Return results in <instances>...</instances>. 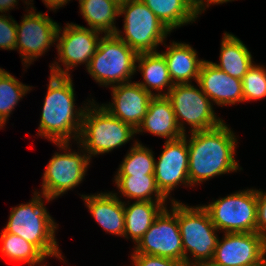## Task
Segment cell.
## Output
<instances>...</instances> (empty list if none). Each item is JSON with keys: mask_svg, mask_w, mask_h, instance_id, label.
<instances>
[{"mask_svg": "<svg viewBox=\"0 0 266 266\" xmlns=\"http://www.w3.org/2000/svg\"><path fill=\"white\" fill-rule=\"evenodd\" d=\"M190 134L191 137L187 139L190 187L215 176L242 169L234 158L237 137L226 123Z\"/></svg>", "mask_w": 266, "mask_h": 266, "instance_id": "1", "label": "cell"}, {"mask_svg": "<svg viewBox=\"0 0 266 266\" xmlns=\"http://www.w3.org/2000/svg\"><path fill=\"white\" fill-rule=\"evenodd\" d=\"M43 103L38 136L52 143L78 141L82 117L86 105L75 108V93L72 76L51 74Z\"/></svg>", "mask_w": 266, "mask_h": 266, "instance_id": "2", "label": "cell"}, {"mask_svg": "<svg viewBox=\"0 0 266 266\" xmlns=\"http://www.w3.org/2000/svg\"><path fill=\"white\" fill-rule=\"evenodd\" d=\"M33 194L30 202L19 204L11 209L4 230L35 245L46 257H56L62 260L64 257L60 253L55 237L58 224L47 212L45 202H43V199L47 202L52 200L37 191Z\"/></svg>", "mask_w": 266, "mask_h": 266, "instance_id": "3", "label": "cell"}, {"mask_svg": "<svg viewBox=\"0 0 266 266\" xmlns=\"http://www.w3.org/2000/svg\"><path fill=\"white\" fill-rule=\"evenodd\" d=\"M88 103L83 113L77 144L90 159L125 145L136 135V130L131 125L113 116L102 105L96 104L94 99H88Z\"/></svg>", "mask_w": 266, "mask_h": 266, "instance_id": "4", "label": "cell"}, {"mask_svg": "<svg viewBox=\"0 0 266 266\" xmlns=\"http://www.w3.org/2000/svg\"><path fill=\"white\" fill-rule=\"evenodd\" d=\"M137 55L116 34H106L100 38L86 70L100 86L128 83L136 72Z\"/></svg>", "mask_w": 266, "mask_h": 266, "instance_id": "5", "label": "cell"}, {"mask_svg": "<svg viewBox=\"0 0 266 266\" xmlns=\"http://www.w3.org/2000/svg\"><path fill=\"white\" fill-rule=\"evenodd\" d=\"M121 15L124 31L117 30L115 34L137 54L157 52L160 44L167 46L164 40L171 31L141 0H128L119 7Z\"/></svg>", "mask_w": 266, "mask_h": 266, "instance_id": "6", "label": "cell"}, {"mask_svg": "<svg viewBox=\"0 0 266 266\" xmlns=\"http://www.w3.org/2000/svg\"><path fill=\"white\" fill-rule=\"evenodd\" d=\"M177 220L184 249V261L193 266L200 261L211 260L218 241V230L212 223L208 211L203 206L189 207L177 201ZM191 255L192 260L189 258Z\"/></svg>", "mask_w": 266, "mask_h": 266, "instance_id": "7", "label": "cell"}, {"mask_svg": "<svg viewBox=\"0 0 266 266\" xmlns=\"http://www.w3.org/2000/svg\"><path fill=\"white\" fill-rule=\"evenodd\" d=\"M258 189H243L202 205L223 233L257 232Z\"/></svg>", "mask_w": 266, "mask_h": 266, "instance_id": "8", "label": "cell"}, {"mask_svg": "<svg viewBox=\"0 0 266 266\" xmlns=\"http://www.w3.org/2000/svg\"><path fill=\"white\" fill-rule=\"evenodd\" d=\"M55 145L65 152H56L45 167L41 193L50 200L58 198L82 183L91 160L80 145L81 150L78 152L71 151L70 143H55Z\"/></svg>", "mask_w": 266, "mask_h": 266, "instance_id": "9", "label": "cell"}, {"mask_svg": "<svg viewBox=\"0 0 266 266\" xmlns=\"http://www.w3.org/2000/svg\"><path fill=\"white\" fill-rule=\"evenodd\" d=\"M192 83L174 84L167 94L175 113L177 124L185 134V122L190 125V133L215 128L224 121L214 112L212 101Z\"/></svg>", "mask_w": 266, "mask_h": 266, "instance_id": "10", "label": "cell"}, {"mask_svg": "<svg viewBox=\"0 0 266 266\" xmlns=\"http://www.w3.org/2000/svg\"><path fill=\"white\" fill-rule=\"evenodd\" d=\"M100 34L102 33L99 31L72 22L67 23L63 30L59 26L56 36L58 62H61L66 69L55 61L49 66L50 73L71 76L69 71L78 64H85L87 69L102 37Z\"/></svg>", "mask_w": 266, "mask_h": 266, "instance_id": "11", "label": "cell"}, {"mask_svg": "<svg viewBox=\"0 0 266 266\" xmlns=\"http://www.w3.org/2000/svg\"><path fill=\"white\" fill-rule=\"evenodd\" d=\"M171 200V211L165 207L148 231L134 246L132 254L160 256L184 261V249L177 220V200Z\"/></svg>", "mask_w": 266, "mask_h": 266, "instance_id": "12", "label": "cell"}, {"mask_svg": "<svg viewBox=\"0 0 266 266\" xmlns=\"http://www.w3.org/2000/svg\"><path fill=\"white\" fill-rule=\"evenodd\" d=\"M20 25L16 22L17 43L23 65L28 67L56 43L59 24L47 14L36 12L35 7L27 10ZM35 59V60H34Z\"/></svg>", "mask_w": 266, "mask_h": 266, "instance_id": "13", "label": "cell"}, {"mask_svg": "<svg viewBox=\"0 0 266 266\" xmlns=\"http://www.w3.org/2000/svg\"><path fill=\"white\" fill-rule=\"evenodd\" d=\"M218 238L213 260L226 266H263L266 237L257 232L225 233Z\"/></svg>", "mask_w": 266, "mask_h": 266, "instance_id": "14", "label": "cell"}, {"mask_svg": "<svg viewBox=\"0 0 266 266\" xmlns=\"http://www.w3.org/2000/svg\"><path fill=\"white\" fill-rule=\"evenodd\" d=\"M187 135L183 137L165 141L164 149L155 160L154 176L158 189L168 198L177 186L184 185L190 187L188 177L189 153Z\"/></svg>", "mask_w": 266, "mask_h": 266, "instance_id": "15", "label": "cell"}, {"mask_svg": "<svg viewBox=\"0 0 266 266\" xmlns=\"http://www.w3.org/2000/svg\"><path fill=\"white\" fill-rule=\"evenodd\" d=\"M110 88L112 89V103L102 104V106L113 116L136 130L146 115L149 102L154 96L137 82L132 81Z\"/></svg>", "mask_w": 266, "mask_h": 266, "instance_id": "16", "label": "cell"}, {"mask_svg": "<svg viewBox=\"0 0 266 266\" xmlns=\"http://www.w3.org/2000/svg\"><path fill=\"white\" fill-rule=\"evenodd\" d=\"M197 83L216 105L223 107L243 102L242 80L231 77L211 61L205 60L202 63Z\"/></svg>", "mask_w": 266, "mask_h": 266, "instance_id": "17", "label": "cell"}, {"mask_svg": "<svg viewBox=\"0 0 266 266\" xmlns=\"http://www.w3.org/2000/svg\"><path fill=\"white\" fill-rule=\"evenodd\" d=\"M90 214L106 232L124 237L125 216L124 202L118 193L101 192L91 195H80Z\"/></svg>", "mask_w": 266, "mask_h": 266, "instance_id": "18", "label": "cell"}, {"mask_svg": "<svg viewBox=\"0 0 266 266\" xmlns=\"http://www.w3.org/2000/svg\"><path fill=\"white\" fill-rule=\"evenodd\" d=\"M141 132L165 137L166 141L184 136L177 124L173 106L166 96H154L150 100L147 113L136 129V134Z\"/></svg>", "mask_w": 266, "mask_h": 266, "instance_id": "19", "label": "cell"}, {"mask_svg": "<svg viewBox=\"0 0 266 266\" xmlns=\"http://www.w3.org/2000/svg\"><path fill=\"white\" fill-rule=\"evenodd\" d=\"M167 63L170 78L173 84L197 83L202 63L196 50L189 44L173 41L167 46V51L161 53Z\"/></svg>", "mask_w": 266, "mask_h": 266, "instance_id": "20", "label": "cell"}, {"mask_svg": "<svg viewBox=\"0 0 266 266\" xmlns=\"http://www.w3.org/2000/svg\"><path fill=\"white\" fill-rule=\"evenodd\" d=\"M136 69L143 75V82H137L153 96H167L174 84L170 78L167 63L160 52L140 53L136 58ZM138 68V69H137ZM166 88V91H163ZM153 90L158 91L156 93Z\"/></svg>", "mask_w": 266, "mask_h": 266, "instance_id": "21", "label": "cell"}, {"mask_svg": "<svg viewBox=\"0 0 266 266\" xmlns=\"http://www.w3.org/2000/svg\"><path fill=\"white\" fill-rule=\"evenodd\" d=\"M166 201H124L125 238H132L135 245L148 231L156 217L166 207ZM130 204V205H129ZM128 205V206H127Z\"/></svg>", "mask_w": 266, "mask_h": 266, "instance_id": "22", "label": "cell"}, {"mask_svg": "<svg viewBox=\"0 0 266 266\" xmlns=\"http://www.w3.org/2000/svg\"><path fill=\"white\" fill-rule=\"evenodd\" d=\"M220 51V63L212 64L231 77L242 80L254 63L247 46L237 36L224 32Z\"/></svg>", "mask_w": 266, "mask_h": 266, "instance_id": "23", "label": "cell"}, {"mask_svg": "<svg viewBox=\"0 0 266 266\" xmlns=\"http://www.w3.org/2000/svg\"><path fill=\"white\" fill-rule=\"evenodd\" d=\"M82 17L90 29L106 34H115L116 17L119 16V6L110 0H79Z\"/></svg>", "mask_w": 266, "mask_h": 266, "instance_id": "24", "label": "cell"}, {"mask_svg": "<svg viewBox=\"0 0 266 266\" xmlns=\"http://www.w3.org/2000/svg\"><path fill=\"white\" fill-rule=\"evenodd\" d=\"M171 32L193 23L198 13L185 0H141Z\"/></svg>", "mask_w": 266, "mask_h": 266, "instance_id": "25", "label": "cell"}, {"mask_svg": "<svg viewBox=\"0 0 266 266\" xmlns=\"http://www.w3.org/2000/svg\"><path fill=\"white\" fill-rule=\"evenodd\" d=\"M121 195L135 201H167L156 185L154 175L114 176ZM154 198V199H153Z\"/></svg>", "mask_w": 266, "mask_h": 266, "instance_id": "26", "label": "cell"}, {"mask_svg": "<svg viewBox=\"0 0 266 266\" xmlns=\"http://www.w3.org/2000/svg\"><path fill=\"white\" fill-rule=\"evenodd\" d=\"M0 242L2 257L4 256L14 262H24L29 266H47L44 263L47 257L35 245L22 237L8 233L3 229Z\"/></svg>", "mask_w": 266, "mask_h": 266, "instance_id": "27", "label": "cell"}, {"mask_svg": "<svg viewBox=\"0 0 266 266\" xmlns=\"http://www.w3.org/2000/svg\"><path fill=\"white\" fill-rule=\"evenodd\" d=\"M31 87L23 84L8 71L0 68V128L4 127L9 120L8 117L15 109V105L30 92Z\"/></svg>", "mask_w": 266, "mask_h": 266, "instance_id": "28", "label": "cell"}, {"mask_svg": "<svg viewBox=\"0 0 266 266\" xmlns=\"http://www.w3.org/2000/svg\"><path fill=\"white\" fill-rule=\"evenodd\" d=\"M133 145L119 165L115 176L154 175L153 151L138 140H135Z\"/></svg>", "mask_w": 266, "mask_h": 266, "instance_id": "29", "label": "cell"}, {"mask_svg": "<svg viewBox=\"0 0 266 266\" xmlns=\"http://www.w3.org/2000/svg\"><path fill=\"white\" fill-rule=\"evenodd\" d=\"M243 102L266 98V69L253 64L243 76Z\"/></svg>", "mask_w": 266, "mask_h": 266, "instance_id": "30", "label": "cell"}, {"mask_svg": "<svg viewBox=\"0 0 266 266\" xmlns=\"http://www.w3.org/2000/svg\"><path fill=\"white\" fill-rule=\"evenodd\" d=\"M16 21L12 16L0 14V49L16 50Z\"/></svg>", "mask_w": 266, "mask_h": 266, "instance_id": "31", "label": "cell"}, {"mask_svg": "<svg viewBox=\"0 0 266 266\" xmlns=\"http://www.w3.org/2000/svg\"><path fill=\"white\" fill-rule=\"evenodd\" d=\"M133 266H189L186 261L146 254H131Z\"/></svg>", "mask_w": 266, "mask_h": 266, "instance_id": "32", "label": "cell"}, {"mask_svg": "<svg viewBox=\"0 0 266 266\" xmlns=\"http://www.w3.org/2000/svg\"><path fill=\"white\" fill-rule=\"evenodd\" d=\"M257 233L266 237V192L260 189L257 200Z\"/></svg>", "mask_w": 266, "mask_h": 266, "instance_id": "33", "label": "cell"}, {"mask_svg": "<svg viewBox=\"0 0 266 266\" xmlns=\"http://www.w3.org/2000/svg\"><path fill=\"white\" fill-rule=\"evenodd\" d=\"M18 1L19 0H0V13H7V11L9 12V10L14 9ZM24 3L28 6L30 5V8H33V5L29 4L28 0H24Z\"/></svg>", "mask_w": 266, "mask_h": 266, "instance_id": "34", "label": "cell"}, {"mask_svg": "<svg viewBox=\"0 0 266 266\" xmlns=\"http://www.w3.org/2000/svg\"><path fill=\"white\" fill-rule=\"evenodd\" d=\"M29 4L30 1L32 2L33 0H28ZM70 0H42V2L46 5L47 8H49L50 10H54L55 9H59L60 7H62L63 5H66Z\"/></svg>", "mask_w": 266, "mask_h": 266, "instance_id": "35", "label": "cell"}, {"mask_svg": "<svg viewBox=\"0 0 266 266\" xmlns=\"http://www.w3.org/2000/svg\"><path fill=\"white\" fill-rule=\"evenodd\" d=\"M199 15L205 11V0H185Z\"/></svg>", "mask_w": 266, "mask_h": 266, "instance_id": "36", "label": "cell"}, {"mask_svg": "<svg viewBox=\"0 0 266 266\" xmlns=\"http://www.w3.org/2000/svg\"><path fill=\"white\" fill-rule=\"evenodd\" d=\"M193 266H226V265L217 263L216 261H214L213 259H211V260H203V261H200V262L194 264Z\"/></svg>", "mask_w": 266, "mask_h": 266, "instance_id": "37", "label": "cell"}, {"mask_svg": "<svg viewBox=\"0 0 266 266\" xmlns=\"http://www.w3.org/2000/svg\"><path fill=\"white\" fill-rule=\"evenodd\" d=\"M234 0H205V9L209 7L211 4H223Z\"/></svg>", "mask_w": 266, "mask_h": 266, "instance_id": "38", "label": "cell"}, {"mask_svg": "<svg viewBox=\"0 0 266 266\" xmlns=\"http://www.w3.org/2000/svg\"><path fill=\"white\" fill-rule=\"evenodd\" d=\"M117 4L119 7H121L123 4H125L128 0H110Z\"/></svg>", "mask_w": 266, "mask_h": 266, "instance_id": "39", "label": "cell"}]
</instances>
